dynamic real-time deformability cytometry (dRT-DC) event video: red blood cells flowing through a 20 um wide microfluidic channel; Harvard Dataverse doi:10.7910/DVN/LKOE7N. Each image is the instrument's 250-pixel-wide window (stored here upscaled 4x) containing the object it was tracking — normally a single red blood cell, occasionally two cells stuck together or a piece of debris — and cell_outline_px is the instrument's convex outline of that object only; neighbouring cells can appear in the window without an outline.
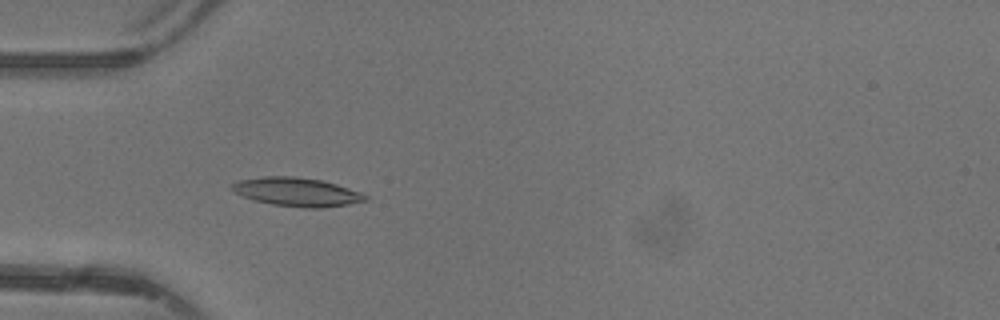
{"species": "common noctule bat (a hibernating species)", "species_latin": "Nyctalus noctula", "temperature_condition": "warm", "stored_images_in_passage": 46, "camera_frame_rate_fps": 3000, "um_per_image_px": 0.085, "animal": {"sex": "female"}, "frame": {"image": 1, "passage_image": 14, "time_ms": 4.333, "image_size_px": [1000, 320], "cell_outline_px": [[368, 200], [348, 204], [320, 208], [304, 208], [272, 204], [256, 200], [244, 196], [236, 192], [232, 188], [232, 184], [240, 180], [264, 176], [296, 176], [320, 180], [336, 184], [360, 192], [368, 196]], "centroid_in_image_um": [25.27, 16.31], "position_along_channel_um": 59.7, "area_um2": 21.96}}
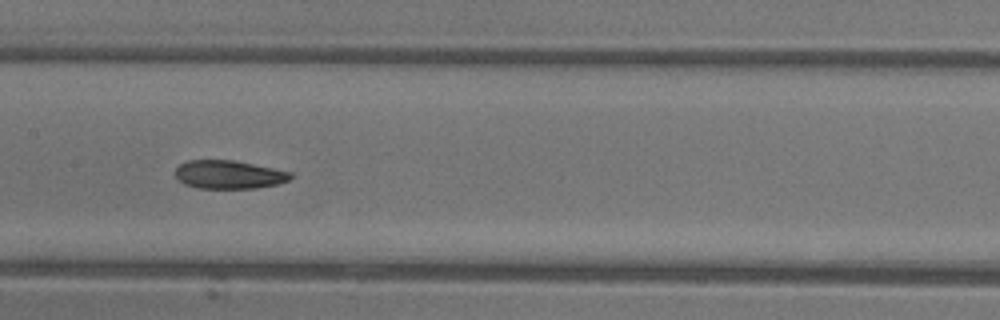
{"frame": {"image": 2, "passage_image": 23, "time_ms": 7.333, "image_size_px": [1000, 320], "cell_outline_px": [[292, 176], [288, 180], [276, 184], [256, 188], [196, 188], [184, 184], [176, 180], [176, 168], [180, 164], [188, 160], [232, 160], [292, 172]], "centroid_in_image_um": [19.41, 14.84], "position_along_channel_um": 188.0, "area_um2": 18.96}}
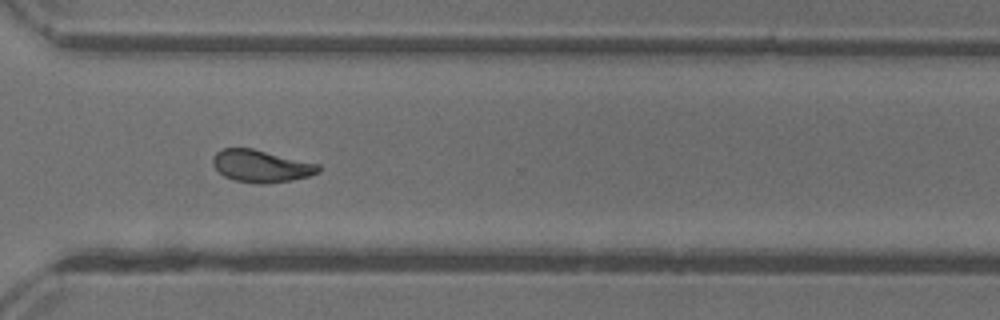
{"frame": {"image": 3, "passage_image": 34, "time_ms": 11.0, "image_size_px": [1000, 320], "cell_outline_px": [[320, 172], [308, 176], [292, 180], [264, 184], [256, 184], [236, 180], [224, 176], [212, 164], [212, 160], [216, 152], [224, 148], [252, 148], [320, 164]], "centroid_in_image_um": [22.21, 14.12], "position_along_channel_um": 348.4, "area_um2": 19.83}, "authors_computed_cell_mechanics": {"area_um2": 19.941, "velocity_mm_per_s": 4.3982, "shape_relaxation_time_tau1_ms": 7.4106, "shape_relaxation_time_tau2_ms": 2.6716, "deformation_change_tau1": 0.21, "deformation_change_tau2": 0.0887}}